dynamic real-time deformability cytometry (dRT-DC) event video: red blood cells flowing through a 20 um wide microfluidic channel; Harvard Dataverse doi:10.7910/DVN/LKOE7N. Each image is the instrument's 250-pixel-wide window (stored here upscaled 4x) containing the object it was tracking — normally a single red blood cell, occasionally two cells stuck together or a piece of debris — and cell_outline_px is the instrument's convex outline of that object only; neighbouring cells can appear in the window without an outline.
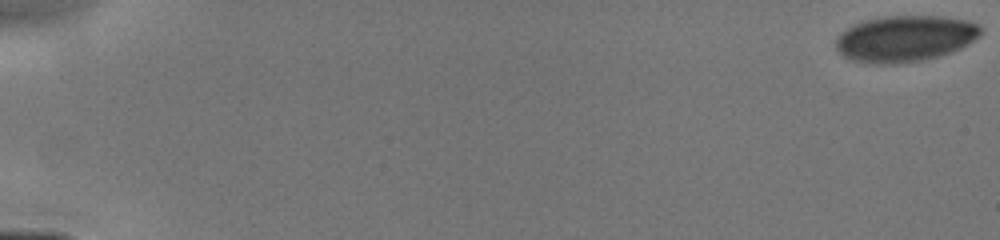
{"species": "human", "species_latin": "Homo sapiens", "temperature_condition": "cold", "stored_images_in_passage": 11, "camera_frame_rate_fps": 3000, "um_per_image_px": 0.085, "donor": {"sex": "male"}, "frame": {"image": 1, "passage_image": 1, "time_ms": 0.0, "image_size_px": [1000, 240], "cell_outline_px": [[984, 32], [980, 36], [968, 44], [952, 52], [940, 56], [900, 64], [872, 64], [852, 60], [844, 56], [836, 48], [836, 40], [840, 32], [864, 20], [884, 16], [940, 16], [968, 20], [980, 24], [984, 28]], "centroid_in_image_um": [76.98, 3.28], "position_along_channel_um": 8.0, "area_um2": 39.36}}
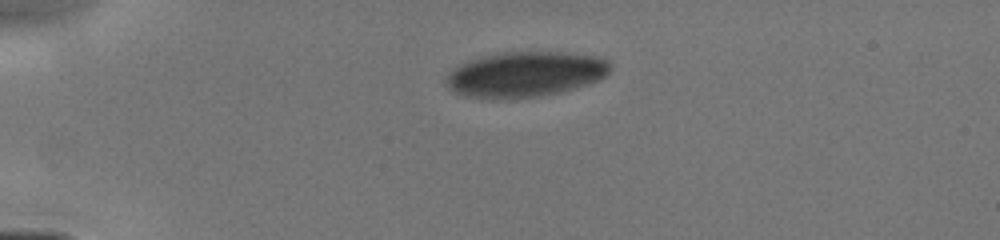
{"frame": {"image": 2, "passage_image": 5, "time_ms": 4.0, "image_size_px": [1000, 240], "cell_outline_px": [[612, 68], [600, 80], [588, 84], [560, 92], [540, 96], [464, 96], [448, 88], [448, 72], [456, 64], [480, 56], [496, 52], [560, 52], [596, 56], [608, 60], [612, 64]], "centroid_in_image_um": [44.68, 6.26], "position_along_channel_um": 40.3, "area_um2": 42.77}}
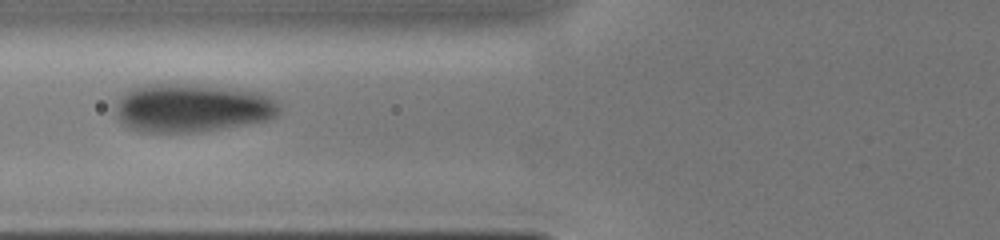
{"frame": {"image": 3, "passage_image": 10, "time_ms": 6.667, "image_size_px": [1000, 240], "cell_outline_px": [[280, 112], [276, 116], [268, 120], [200, 132], [136, 132], [128, 128], [116, 116], [116, 100], [124, 92], [132, 88], [148, 84], [196, 84], [260, 92], [280, 100]], "centroid_in_image_um": [16.33, 9.17], "position_along_channel_um": 109.5, "area_um2": 46.76}}